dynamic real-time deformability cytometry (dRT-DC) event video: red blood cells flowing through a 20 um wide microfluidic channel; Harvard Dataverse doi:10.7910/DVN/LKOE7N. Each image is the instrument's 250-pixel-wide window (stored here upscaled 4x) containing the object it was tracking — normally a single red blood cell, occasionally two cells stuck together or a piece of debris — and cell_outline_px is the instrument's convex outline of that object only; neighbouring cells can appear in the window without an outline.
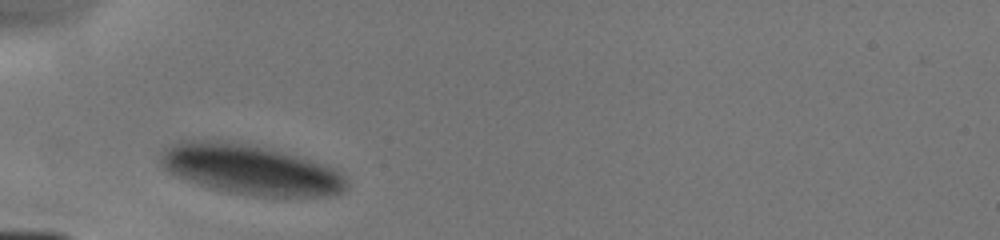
{"species": "human", "species_latin": "Homo sapiens", "temperature_condition": "cold", "stored_images_in_passage": 2, "camera_frame_rate_fps": 3000, "um_per_image_px": 0.085, "donor": {"sex": "male"}, "frame": {"image": 1, "passage_image": 1, "time_ms": 0.0, "image_size_px": [1000, 240], "cell_outline_px": [[348, 188], [344, 192], [336, 196], [252, 196], [208, 188], [176, 176], [168, 172], [160, 164], [160, 152], [164, 148], [180, 140], [220, 140], [244, 144], [280, 152], [308, 160], [332, 168], [344, 176], [348, 180]], "centroid_in_image_um": [21.24, 14.44], "position_along_channel_um": 63.8, "area_um2": 53.93}}
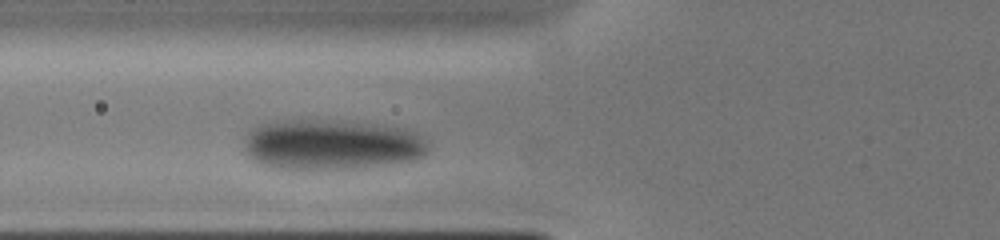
{"frame": {"image": 2, "passage_image": 2, "time_ms": 1.0, "image_size_px": [1000, 240], "cell_outline_px": [[428, 152], [424, 156], [408, 160], [356, 168], [276, 168], [260, 164], [252, 160], [248, 156], [244, 144], [248, 132], [252, 128], [264, 124], [288, 120], [340, 120], [404, 128], [416, 132], [428, 144]], "centroid_in_image_um": [28.17, 12.28], "position_along_channel_um": 97.6, "area_um2": 53.41}}